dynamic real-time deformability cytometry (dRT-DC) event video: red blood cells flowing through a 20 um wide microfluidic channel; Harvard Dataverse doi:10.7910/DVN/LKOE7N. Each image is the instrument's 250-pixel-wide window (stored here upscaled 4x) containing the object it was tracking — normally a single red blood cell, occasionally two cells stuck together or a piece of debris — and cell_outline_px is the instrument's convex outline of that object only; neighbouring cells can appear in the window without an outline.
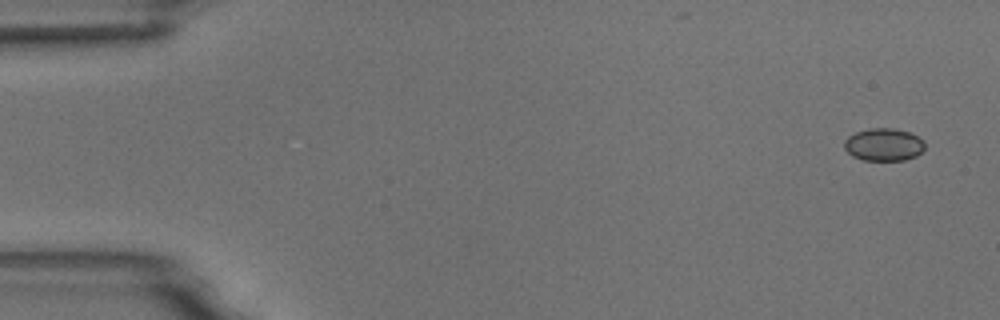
{"species": "common noctule bat (a hibernating species)", "species_latin": "Nyctalus noctula", "temperature_condition": "room temperature", "stored_images_in_passage": 6, "segment_of_instrument_passage": [2, 2], "camera_frame_rate_fps": 3000, "um_per_image_px": 0.085, "animal": {"sex": "male", "body_mass_g": 18.8}, "frame": {"image": 1, "passage_image": 6, "time_ms": 5.667, "image_size_px": [1000, 320], "cell_outline_px": [[924, 148], [916, 156], [904, 160], [864, 160], [852, 156], [844, 148], [844, 140], [848, 136], [856, 132], [868, 128], [892, 128], [908, 132], [924, 140]], "centroid_in_image_um": [75.09, 12.29], "position_along_channel_um": 9.9, "area_um2": 15.26}}